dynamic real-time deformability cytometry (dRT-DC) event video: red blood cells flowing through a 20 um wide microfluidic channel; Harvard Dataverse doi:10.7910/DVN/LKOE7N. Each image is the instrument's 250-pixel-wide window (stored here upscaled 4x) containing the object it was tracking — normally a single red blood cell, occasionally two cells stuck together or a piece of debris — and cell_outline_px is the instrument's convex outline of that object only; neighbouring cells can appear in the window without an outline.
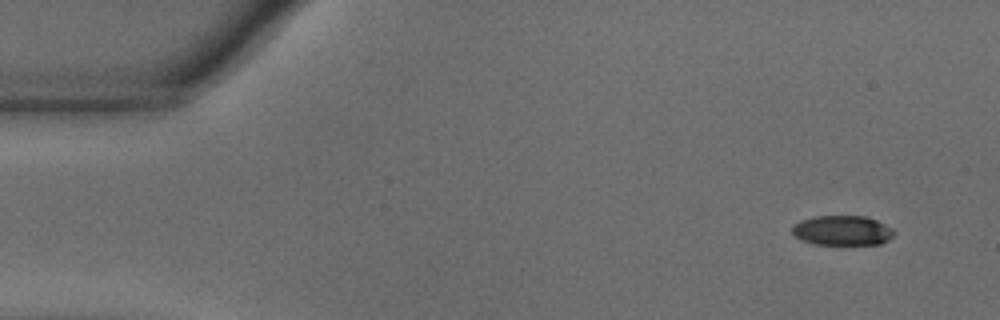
{"species": "common noctule bat (a hibernating species)", "species_latin": "Nyctalus noctula", "temperature_condition": "warm", "stored_images_in_passage": 52, "camera_frame_rate_fps": 3000, "um_per_image_px": 0.085, "animal": {"sex": "male", "body_mass_g": 18.8}, "frame": {"image": 1, "passage_image": 1, "time_ms": 0.0, "image_size_px": [1000, 320], "cell_outline_px": [[896, 232], [888, 240], [880, 244], [812, 244], [800, 240], [792, 232], [792, 224], [800, 220], [816, 216], [864, 216], [876, 220], [892, 228]], "centroid_in_image_um": [71.57, 19.59], "position_along_channel_um": 13.4, "area_um2": 17.74}}
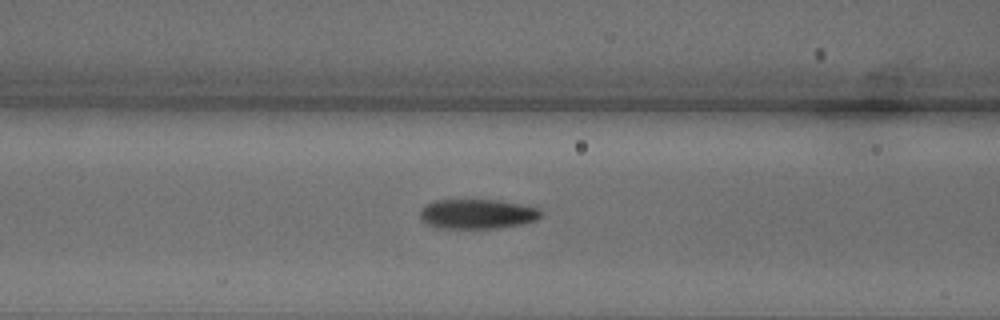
{"frame": {"image": 2, "passage_image": 19, "time_ms": 6.0, "image_size_px": [1000, 320], "cell_outline_px": [[540, 216], [536, 220], [520, 224], [500, 228], [440, 228], [428, 224], [420, 220], [420, 208], [424, 204], [436, 200], [500, 200], [540, 208]], "centroid_in_image_um": [40.53, 18.18], "position_along_channel_um": 126.1, "area_um2": 20.98}}
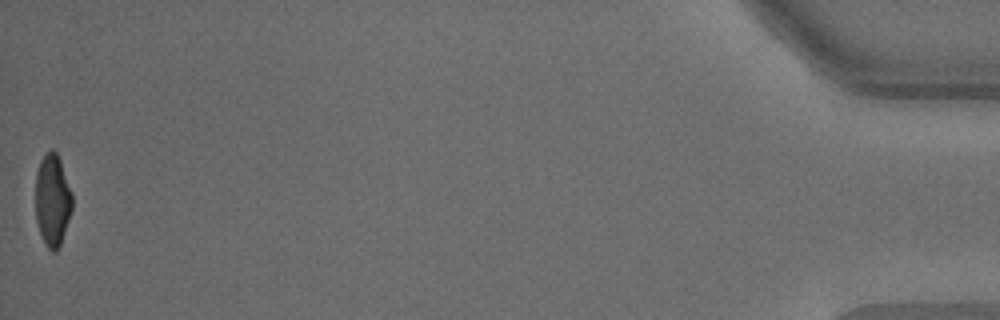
{"frame": {"image": 3, "passage_image": 52, "time_ms": 17.0, "image_size_px": [1000, 320], "cell_outline_px": [[72, 208], [60, 244], [56, 252], [52, 252], [44, 244], [36, 220], [36, 172], [40, 160], [52, 148], [56, 152], [60, 160], [72, 192]], "centroid_in_image_um": [4.45, 17.01], "position_along_channel_um": 430.7, "area_um2": 19.54}, "authors_computed_cell_mechanics": {"area_um2": 21.2415, "velocity_mm_per_s": 3.6629, "shape_relaxation_time_tau1_ms": 3.0965, "shape_relaxation_time_tau2_ms": 1.3628, "deformation_change_tau1": 0.1739, "deformation_change_tau2": 0.0629}}